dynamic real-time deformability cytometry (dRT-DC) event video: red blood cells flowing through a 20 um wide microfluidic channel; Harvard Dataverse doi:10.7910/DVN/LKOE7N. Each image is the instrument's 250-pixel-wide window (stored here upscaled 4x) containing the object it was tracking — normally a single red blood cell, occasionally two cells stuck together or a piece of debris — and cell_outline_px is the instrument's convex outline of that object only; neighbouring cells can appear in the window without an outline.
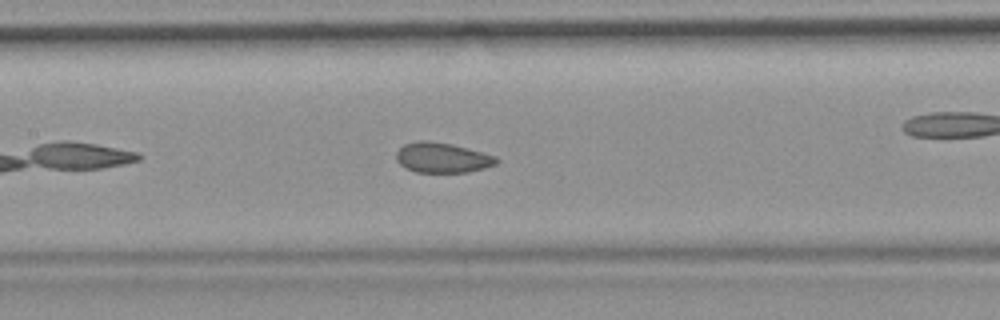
{"species": "common noctule bat (a hibernating species)", "species_latin": "Nyctalus noctula", "temperature_condition": "room temperature", "stored_images_in_passage": 41, "camera_frame_rate_fps": 3000, "um_per_image_px": 0.085, "animal": {"sex": "female", "body_mass_g": 19.9}, "frame": {"image": 1, "passage_image": 12, "time_ms": 3.667, "image_size_px": [1000, 320], "cell_outline_px": [[500, 160], [496, 164], [484, 168], [468, 172], [416, 172], [404, 168], [396, 160], [396, 152], [404, 144], [416, 140], [428, 140], [452, 144], [496, 156]], "centroid_in_image_um": [37.57, 13.4], "position_along_channel_um": 169.8, "area_um2": 17.69}, "authors_computed_cell_mechanics": {"area_um2": 17.9758, "velocity_mm_per_s": 3.7133, "shape_relaxation_time_tau1_ms": 11.2257, "shape_relaxation_time_tau2_ms": 1.1054, "deformation_change_tau1": 0.1307, "deformation_change_tau2": 0.0447}}